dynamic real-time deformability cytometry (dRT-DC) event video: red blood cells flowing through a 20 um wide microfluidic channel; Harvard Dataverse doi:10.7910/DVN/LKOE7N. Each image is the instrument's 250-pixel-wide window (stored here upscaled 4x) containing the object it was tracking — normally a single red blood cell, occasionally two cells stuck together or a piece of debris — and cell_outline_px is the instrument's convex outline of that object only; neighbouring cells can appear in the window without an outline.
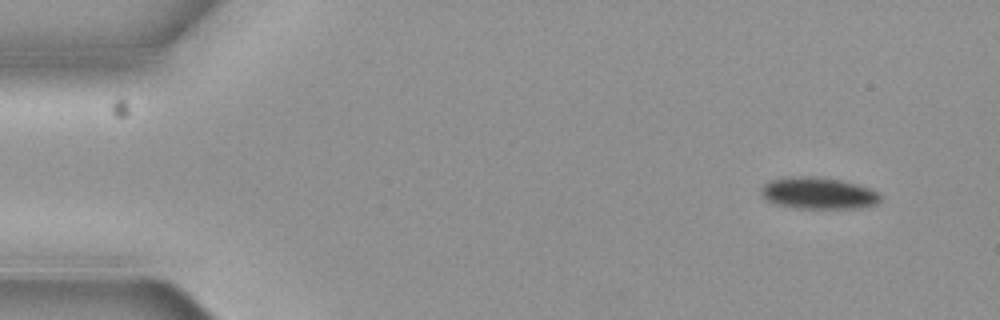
{"species": "common noctule bat (a hibernating species)", "species_latin": "Nyctalus noctula", "temperature_condition": "cold", "stored_images_in_passage": 3, "camera_frame_rate_fps": 3000, "um_per_image_px": 0.085, "animal": {"sex": "female", "body_mass_g": 19.3, "forearm_length_mm": 54.1}, "frame": {"image": 1, "passage_image": 1, "time_ms": 0.0, "image_size_px": [1000, 320], "cell_outline_px": [[880, 204], [860, 208], [796, 208], [776, 204], [764, 200], [760, 192], [760, 188], [768, 180], [784, 176], [816, 176], [840, 180], [856, 184], [868, 188], [876, 192], [880, 196]], "centroid_in_image_um": [69.49, 16.41], "position_along_channel_um": 15.5, "area_um2": 22.37}}